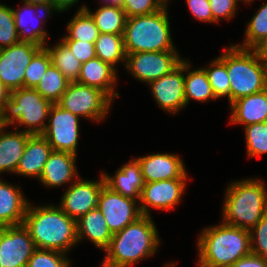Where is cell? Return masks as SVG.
I'll return each mask as SVG.
<instances>
[{
  "instance_id": "1",
  "label": "cell",
  "mask_w": 267,
  "mask_h": 267,
  "mask_svg": "<svg viewBox=\"0 0 267 267\" xmlns=\"http://www.w3.org/2000/svg\"><path fill=\"white\" fill-rule=\"evenodd\" d=\"M24 227L29 231L37 249L67 253L78 242L77 220L69 217L59 206L28 205Z\"/></svg>"
},
{
  "instance_id": "2",
  "label": "cell",
  "mask_w": 267,
  "mask_h": 267,
  "mask_svg": "<svg viewBox=\"0 0 267 267\" xmlns=\"http://www.w3.org/2000/svg\"><path fill=\"white\" fill-rule=\"evenodd\" d=\"M157 228L151 215H142L120 232L112 235L101 267H132L137 261L150 257L158 249Z\"/></svg>"
},
{
  "instance_id": "3",
  "label": "cell",
  "mask_w": 267,
  "mask_h": 267,
  "mask_svg": "<svg viewBox=\"0 0 267 267\" xmlns=\"http://www.w3.org/2000/svg\"><path fill=\"white\" fill-rule=\"evenodd\" d=\"M198 240L199 263L210 267H230L251 253L250 230L224 222L205 228Z\"/></svg>"
},
{
  "instance_id": "4",
  "label": "cell",
  "mask_w": 267,
  "mask_h": 267,
  "mask_svg": "<svg viewBox=\"0 0 267 267\" xmlns=\"http://www.w3.org/2000/svg\"><path fill=\"white\" fill-rule=\"evenodd\" d=\"M225 198L222 207L225 224L251 230L267 213V190L259 179L231 182Z\"/></svg>"
},
{
  "instance_id": "5",
  "label": "cell",
  "mask_w": 267,
  "mask_h": 267,
  "mask_svg": "<svg viewBox=\"0 0 267 267\" xmlns=\"http://www.w3.org/2000/svg\"><path fill=\"white\" fill-rule=\"evenodd\" d=\"M219 58L226 64L230 81V104L267 88V67L255 49L231 45Z\"/></svg>"
},
{
  "instance_id": "6",
  "label": "cell",
  "mask_w": 267,
  "mask_h": 267,
  "mask_svg": "<svg viewBox=\"0 0 267 267\" xmlns=\"http://www.w3.org/2000/svg\"><path fill=\"white\" fill-rule=\"evenodd\" d=\"M168 17L167 7H163L153 14L127 18L123 33L126 55L175 50Z\"/></svg>"
},
{
  "instance_id": "7",
  "label": "cell",
  "mask_w": 267,
  "mask_h": 267,
  "mask_svg": "<svg viewBox=\"0 0 267 267\" xmlns=\"http://www.w3.org/2000/svg\"><path fill=\"white\" fill-rule=\"evenodd\" d=\"M52 105L35 88L14 90L0 113L1 125L5 128L17 123L25 125V131L32 135L42 134Z\"/></svg>"
},
{
  "instance_id": "8",
  "label": "cell",
  "mask_w": 267,
  "mask_h": 267,
  "mask_svg": "<svg viewBox=\"0 0 267 267\" xmlns=\"http://www.w3.org/2000/svg\"><path fill=\"white\" fill-rule=\"evenodd\" d=\"M112 100L101 90L78 82H70L57 104L72 114L101 121L112 105Z\"/></svg>"
},
{
  "instance_id": "9",
  "label": "cell",
  "mask_w": 267,
  "mask_h": 267,
  "mask_svg": "<svg viewBox=\"0 0 267 267\" xmlns=\"http://www.w3.org/2000/svg\"><path fill=\"white\" fill-rule=\"evenodd\" d=\"M48 119V125L41 135L48 141L52 150L76 155L79 116L55 103L50 108Z\"/></svg>"
},
{
  "instance_id": "10",
  "label": "cell",
  "mask_w": 267,
  "mask_h": 267,
  "mask_svg": "<svg viewBox=\"0 0 267 267\" xmlns=\"http://www.w3.org/2000/svg\"><path fill=\"white\" fill-rule=\"evenodd\" d=\"M41 48L31 42L19 41L0 49V82L10 92L24 87L25 69Z\"/></svg>"
},
{
  "instance_id": "11",
  "label": "cell",
  "mask_w": 267,
  "mask_h": 267,
  "mask_svg": "<svg viewBox=\"0 0 267 267\" xmlns=\"http://www.w3.org/2000/svg\"><path fill=\"white\" fill-rule=\"evenodd\" d=\"M183 59L176 50L127 54L125 67L137 80L147 84L175 69Z\"/></svg>"
},
{
  "instance_id": "12",
  "label": "cell",
  "mask_w": 267,
  "mask_h": 267,
  "mask_svg": "<svg viewBox=\"0 0 267 267\" xmlns=\"http://www.w3.org/2000/svg\"><path fill=\"white\" fill-rule=\"evenodd\" d=\"M136 201L103 186L98 197L97 209L101 211L112 235L142 216Z\"/></svg>"
},
{
  "instance_id": "13",
  "label": "cell",
  "mask_w": 267,
  "mask_h": 267,
  "mask_svg": "<svg viewBox=\"0 0 267 267\" xmlns=\"http://www.w3.org/2000/svg\"><path fill=\"white\" fill-rule=\"evenodd\" d=\"M36 249L23 224L0 228V266L27 267Z\"/></svg>"
},
{
  "instance_id": "14",
  "label": "cell",
  "mask_w": 267,
  "mask_h": 267,
  "mask_svg": "<svg viewBox=\"0 0 267 267\" xmlns=\"http://www.w3.org/2000/svg\"><path fill=\"white\" fill-rule=\"evenodd\" d=\"M79 179V180H78ZM67 189L58 205L69 217L78 220L89 211L97 208L98 197L105 185L103 175L98 181L81 180L77 177Z\"/></svg>"
},
{
  "instance_id": "15",
  "label": "cell",
  "mask_w": 267,
  "mask_h": 267,
  "mask_svg": "<svg viewBox=\"0 0 267 267\" xmlns=\"http://www.w3.org/2000/svg\"><path fill=\"white\" fill-rule=\"evenodd\" d=\"M183 72L185 59L170 73L149 83L157 104L172 114L186 106Z\"/></svg>"
},
{
  "instance_id": "16",
  "label": "cell",
  "mask_w": 267,
  "mask_h": 267,
  "mask_svg": "<svg viewBox=\"0 0 267 267\" xmlns=\"http://www.w3.org/2000/svg\"><path fill=\"white\" fill-rule=\"evenodd\" d=\"M186 179H169L145 183L139 205L142 215L150 216L149 208L171 210L180 201L186 189Z\"/></svg>"
},
{
  "instance_id": "17",
  "label": "cell",
  "mask_w": 267,
  "mask_h": 267,
  "mask_svg": "<svg viewBox=\"0 0 267 267\" xmlns=\"http://www.w3.org/2000/svg\"><path fill=\"white\" fill-rule=\"evenodd\" d=\"M136 159L140 163L145 183L169 179H187L185 165L177 155L156 153Z\"/></svg>"
},
{
  "instance_id": "18",
  "label": "cell",
  "mask_w": 267,
  "mask_h": 267,
  "mask_svg": "<svg viewBox=\"0 0 267 267\" xmlns=\"http://www.w3.org/2000/svg\"><path fill=\"white\" fill-rule=\"evenodd\" d=\"M102 175L105 186L110 190L125 197L140 200L145 182L137 159H130V162L119 168L113 177L104 172Z\"/></svg>"
},
{
  "instance_id": "19",
  "label": "cell",
  "mask_w": 267,
  "mask_h": 267,
  "mask_svg": "<svg viewBox=\"0 0 267 267\" xmlns=\"http://www.w3.org/2000/svg\"><path fill=\"white\" fill-rule=\"evenodd\" d=\"M116 76V69L113 66L95 57L82 64L76 82L97 88L113 100L119 96L114 90Z\"/></svg>"
},
{
  "instance_id": "20",
  "label": "cell",
  "mask_w": 267,
  "mask_h": 267,
  "mask_svg": "<svg viewBox=\"0 0 267 267\" xmlns=\"http://www.w3.org/2000/svg\"><path fill=\"white\" fill-rule=\"evenodd\" d=\"M20 189L0 180V228L23 224L29 203Z\"/></svg>"
},
{
  "instance_id": "21",
  "label": "cell",
  "mask_w": 267,
  "mask_h": 267,
  "mask_svg": "<svg viewBox=\"0 0 267 267\" xmlns=\"http://www.w3.org/2000/svg\"><path fill=\"white\" fill-rule=\"evenodd\" d=\"M75 163L76 155L53 150L44 165L39 181L49 187H59L64 183H70L75 179V175L78 177Z\"/></svg>"
},
{
  "instance_id": "22",
  "label": "cell",
  "mask_w": 267,
  "mask_h": 267,
  "mask_svg": "<svg viewBox=\"0 0 267 267\" xmlns=\"http://www.w3.org/2000/svg\"><path fill=\"white\" fill-rule=\"evenodd\" d=\"M230 122L244 127L267 122V88L256 94L241 97L230 104Z\"/></svg>"
},
{
  "instance_id": "23",
  "label": "cell",
  "mask_w": 267,
  "mask_h": 267,
  "mask_svg": "<svg viewBox=\"0 0 267 267\" xmlns=\"http://www.w3.org/2000/svg\"><path fill=\"white\" fill-rule=\"evenodd\" d=\"M52 151V147L41 134L31 135L15 173L40 178Z\"/></svg>"
},
{
  "instance_id": "24",
  "label": "cell",
  "mask_w": 267,
  "mask_h": 267,
  "mask_svg": "<svg viewBox=\"0 0 267 267\" xmlns=\"http://www.w3.org/2000/svg\"><path fill=\"white\" fill-rule=\"evenodd\" d=\"M0 129V173L16 172L19 161L24 154L26 142L32 135L24 130L11 133Z\"/></svg>"
},
{
  "instance_id": "25",
  "label": "cell",
  "mask_w": 267,
  "mask_h": 267,
  "mask_svg": "<svg viewBox=\"0 0 267 267\" xmlns=\"http://www.w3.org/2000/svg\"><path fill=\"white\" fill-rule=\"evenodd\" d=\"M78 241L87 238L97 248L105 250L111 241L112 233L109 231L106 220L99 209H93L77 220Z\"/></svg>"
},
{
  "instance_id": "26",
  "label": "cell",
  "mask_w": 267,
  "mask_h": 267,
  "mask_svg": "<svg viewBox=\"0 0 267 267\" xmlns=\"http://www.w3.org/2000/svg\"><path fill=\"white\" fill-rule=\"evenodd\" d=\"M36 10L37 11L40 10L41 12L43 11L44 17H46L47 15L49 16L51 14L50 10L43 9L37 5H30L24 3V5L21 6V8H18L17 10L13 9L14 20L20 41L31 42L43 48L46 45L45 43V40L47 38L46 30L42 28L41 23H39V25L38 23H36V25L35 26L33 25V27L30 25L31 28L28 25L29 24L28 22L34 20L33 14L35 13Z\"/></svg>"
},
{
  "instance_id": "27",
  "label": "cell",
  "mask_w": 267,
  "mask_h": 267,
  "mask_svg": "<svg viewBox=\"0 0 267 267\" xmlns=\"http://www.w3.org/2000/svg\"><path fill=\"white\" fill-rule=\"evenodd\" d=\"M189 66V62L185 60V72H188L187 76H184L186 105L190 99L201 102H206L210 99H216L205 69L201 68L189 71Z\"/></svg>"
},
{
  "instance_id": "28",
  "label": "cell",
  "mask_w": 267,
  "mask_h": 267,
  "mask_svg": "<svg viewBox=\"0 0 267 267\" xmlns=\"http://www.w3.org/2000/svg\"><path fill=\"white\" fill-rule=\"evenodd\" d=\"M96 57L115 67L120 61L126 63L123 34L99 33L94 43Z\"/></svg>"
},
{
  "instance_id": "29",
  "label": "cell",
  "mask_w": 267,
  "mask_h": 267,
  "mask_svg": "<svg viewBox=\"0 0 267 267\" xmlns=\"http://www.w3.org/2000/svg\"><path fill=\"white\" fill-rule=\"evenodd\" d=\"M86 7L83 5L70 22H68V34L62 40H80L95 43L99 35V30L93 17L86 10Z\"/></svg>"
},
{
  "instance_id": "30",
  "label": "cell",
  "mask_w": 267,
  "mask_h": 267,
  "mask_svg": "<svg viewBox=\"0 0 267 267\" xmlns=\"http://www.w3.org/2000/svg\"><path fill=\"white\" fill-rule=\"evenodd\" d=\"M86 10L93 17L99 33L123 34L126 15L121 6L102 5L94 13L86 7Z\"/></svg>"
},
{
  "instance_id": "31",
  "label": "cell",
  "mask_w": 267,
  "mask_h": 267,
  "mask_svg": "<svg viewBox=\"0 0 267 267\" xmlns=\"http://www.w3.org/2000/svg\"><path fill=\"white\" fill-rule=\"evenodd\" d=\"M44 48L49 53L51 64L58 68L70 82H76L82 63L74 56L70 49L61 41L53 48H49L47 45Z\"/></svg>"
},
{
  "instance_id": "32",
  "label": "cell",
  "mask_w": 267,
  "mask_h": 267,
  "mask_svg": "<svg viewBox=\"0 0 267 267\" xmlns=\"http://www.w3.org/2000/svg\"><path fill=\"white\" fill-rule=\"evenodd\" d=\"M69 83L70 81L62 74V72L51 64L36 85L35 89L43 96V98L55 104L67 90Z\"/></svg>"
},
{
  "instance_id": "33",
  "label": "cell",
  "mask_w": 267,
  "mask_h": 267,
  "mask_svg": "<svg viewBox=\"0 0 267 267\" xmlns=\"http://www.w3.org/2000/svg\"><path fill=\"white\" fill-rule=\"evenodd\" d=\"M245 35L246 40L243 44L236 45L237 47L255 49L267 38V2L252 17L245 30Z\"/></svg>"
},
{
  "instance_id": "34",
  "label": "cell",
  "mask_w": 267,
  "mask_h": 267,
  "mask_svg": "<svg viewBox=\"0 0 267 267\" xmlns=\"http://www.w3.org/2000/svg\"><path fill=\"white\" fill-rule=\"evenodd\" d=\"M207 68H204L212 91L216 99L227 96L230 102V81L227 74L226 64L218 57Z\"/></svg>"
},
{
  "instance_id": "35",
  "label": "cell",
  "mask_w": 267,
  "mask_h": 267,
  "mask_svg": "<svg viewBox=\"0 0 267 267\" xmlns=\"http://www.w3.org/2000/svg\"><path fill=\"white\" fill-rule=\"evenodd\" d=\"M50 65L51 58L43 47L33 56L25 69L24 88H35Z\"/></svg>"
},
{
  "instance_id": "36",
  "label": "cell",
  "mask_w": 267,
  "mask_h": 267,
  "mask_svg": "<svg viewBox=\"0 0 267 267\" xmlns=\"http://www.w3.org/2000/svg\"><path fill=\"white\" fill-rule=\"evenodd\" d=\"M244 129L248 156L267 153V122L248 125Z\"/></svg>"
},
{
  "instance_id": "37",
  "label": "cell",
  "mask_w": 267,
  "mask_h": 267,
  "mask_svg": "<svg viewBox=\"0 0 267 267\" xmlns=\"http://www.w3.org/2000/svg\"><path fill=\"white\" fill-rule=\"evenodd\" d=\"M19 41L13 8L0 3V49L14 45Z\"/></svg>"
},
{
  "instance_id": "38",
  "label": "cell",
  "mask_w": 267,
  "mask_h": 267,
  "mask_svg": "<svg viewBox=\"0 0 267 267\" xmlns=\"http://www.w3.org/2000/svg\"><path fill=\"white\" fill-rule=\"evenodd\" d=\"M56 250L36 249L28 261L27 267H70V260Z\"/></svg>"
},
{
  "instance_id": "39",
  "label": "cell",
  "mask_w": 267,
  "mask_h": 267,
  "mask_svg": "<svg viewBox=\"0 0 267 267\" xmlns=\"http://www.w3.org/2000/svg\"><path fill=\"white\" fill-rule=\"evenodd\" d=\"M250 242L251 253L267 259V213L250 230Z\"/></svg>"
},
{
  "instance_id": "40",
  "label": "cell",
  "mask_w": 267,
  "mask_h": 267,
  "mask_svg": "<svg viewBox=\"0 0 267 267\" xmlns=\"http://www.w3.org/2000/svg\"><path fill=\"white\" fill-rule=\"evenodd\" d=\"M121 8L127 18L153 14L163 7L157 0H123Z\"/></svg>"
},
{
  "instance_id": "41",
  "label": "cell",
  "mask_w": 267,
  "mask_h": 267,
  "mask_svg": "<svg viewBox=\"0 0 267 267\" xmlns=\"http://www.w3.org/2000/svg\"><path fill=\"white\" fill-rule=\"evenodd\" d=\"M237 2L238 0H209L213 22H219L220 18L230 20L236 14Z\"/></svg>"
},
{
  "instance_id": "42",
  "label": "cell",
  "mask_w": 267,
  "mask_h": 267,
  "mask_svg": "<svg viewBox=\"0 0 267 267\" xmlns=\"http://www.w3.org/2000/svg\"><path fill=\"white\" fill-rule=\"evenodd\" d=\"M62 42L82 64L96 57L94 43L80 40H62Z\"/></svg>"
},
{
  "instance_id": "43",
  "label": "cell",
  "mask_w": 267,
  "mask_h": 267,
  "mask_svg": "<svg viewBox=\"0 0 267 267\" xmlns=\"http://www.w3.org/2000/svg\"><path fill=\"white\" fill-rule=\"evenodd\" d=\"M187 5L195 18L202 22L213 23V16L209 0H186Z\"/></svg>"
},
{
  "instance_id": "44",
  "label": "cell",
  "mask_w": 267,
  "mask_h": 267,
  "mask_svg": "<svg viewBox=\"0 0 267 267\" xmlns=\"http://www.w3.org/2000/svg\"><path fill=\"white\" fill-rule=\"evenodd\" d=\"M230 267H267V259L250 253L237 260Z\"/></svg>"
},
{
  "instance_id": "45",
  "label": "cell",
  "mask_w": 267,
  "mask_h": 267,
  "mask_svg": "<svg viewBox=\"0 0 267 267\" xmlns=\"http://www.w3.org/2000/svg\"><path fill=\"white\" fill-rule=\"evenodd\" d=\"M79 0H52V12H63L64 10L72 7Z\"/></svg>"
},
{
  "instance_id": "46",
  "label": "cell",
  "mask_w": 267,
  "mask_h": 267,
  "mask_svg": "<svg viewBox=\"0 0 267 267\" xmlns=\"http://www.w3.org/2000/svg\"><path fill=\"white\" fill-rule=\"evenodd\" d=\"M255 50L257 51V53H258L260 59L262 60V62L267 67V38L263 42H261L255 48Z\"/></svg>"
},
{
  "instance_id": "47",
  "label": "cell",
  "mask_w": 267,
  "mask_h": 267,
  "mask_svg": "<svg viewBox=\"0 0 267 267\" xmlns=\"http://www.w3.org/2000/svg\"><path fill=\"white\" fill-rule=\"evenodd\" d=\"M25 4L37 5L43 9L52 11V0H23Z\"/></svg>"
},
{
  "instance_id": "48",
  "label": "cell",
  "mask_w": 267,
  "mask_h": 267,
  "mask_svg": "<svg viewBox=\"0 0 267 267\" xmlns=\"http://www.w3.org/2000/svg\"><path fill=\"white\" fill-rule=\"evenodd\" d=\"M9 97L10 91L0 82V113Z\"/></svg>"
},
{
  "instance_id": "49",
  "label": "cell",
  "mask_w": 267,
  "mask_h": 267,
  "mask_svg": "<svg viewBox=\"0 0 267 267\" xmlns=\"http://www.w3.org/2000/svg\"><path fill=\"white\" fill-rule=\"evenodd\" d=\"M103 5H111V6H121L123 3V0H103Z\"/></svg>"
},
{
  "instance_id": "50",
  "label": "cell",
  "mask_w": 267,
  "mask_h": 267,
  "mask_svg": "<svg viewBox=\"0 0 267 267\" xmlns=\"http://www.w3.org/2000/svg\"><path fill=\"white\" fill-rule=\"evenodd\" d=\"M159 3H160V5L162 6V7H166L167 6V2H168V0H157Z\"/></svg>"
},
{
  "instance_id": "51",
  "label": "cell",
  "mask_w": 267,
  "mask_h": 267,
  "mask_svg": "<svg viewBox=\"0 0 267 267\" xmlns=\"http://www.w3.org/2000/svg\"><path fill=\"white\" fill-rule=\"evenodd\" d=\"M198 267H210V266H207V265H204V264H201V263H198Z\"/></svg>"
},
{
  "instance_id": "52",
  "label": "cell",
  "mask_w": 267,
  "mask_h": 267,
  "mask_svg": "<svg viewBox=\"0 0 267 267\" xmlns=\"http://www.w3.org/2000/svg\"><path fill=\"white\" fill-rule=\"evenodd\" d=\"M165 267H174V265L172 263H169L168 265H166Z\"/></svg>"
},
{
  "instance_id": "53",
  "label": "cell",
  "mask_w": 267,
  "mask_h": 267,
  "mask_svg": "<svg viewBox=\"0 0 267 267\" xmlns=\"http://www.w3.org/2000/svg\"><path fill=\"white\" fill-rule=\"evenodd\" d=\"M252 1H254V0H243V2H246V3H250Z\"/></svg>"
}]
</instances>
